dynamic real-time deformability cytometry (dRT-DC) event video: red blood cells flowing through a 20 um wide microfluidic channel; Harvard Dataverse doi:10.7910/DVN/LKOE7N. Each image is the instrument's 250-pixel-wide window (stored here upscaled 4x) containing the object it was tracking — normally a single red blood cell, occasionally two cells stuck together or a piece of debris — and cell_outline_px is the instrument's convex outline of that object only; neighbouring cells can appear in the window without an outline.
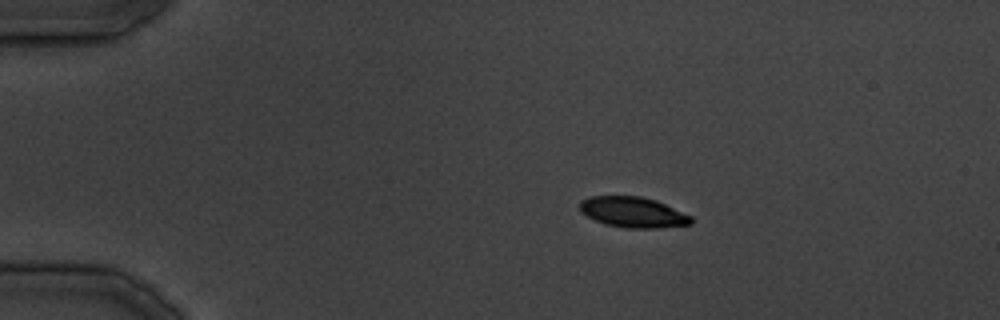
{"species": "common noctule bat (a hibernating species)", "species_latin": "Nyctalus noctula", "temperature_condition": "cold", "stored_images_in_passage": 17, "camera_frame_rate_fps": 3000, "um_per_image_px": 0.085, "animal": {"sex": "male", "body_mass_g": 19.5, "forearm_length_mm": 54.6}, "frame": {"image": 1, "passage_image": 1, "time_ms": 0.0, "image_size_px": [1000, 320], "cell_outline_px": [[692, 224], [660, 228], [624, 228], [604, 224], [580, 212], [580, 200], [588, 196], [640, 196], [656, 200], [692, 216]], "centroid_in_image_um": [53.8, 18.04], "position_along_channel_um": 31.2, "area_um2": 19.94}}